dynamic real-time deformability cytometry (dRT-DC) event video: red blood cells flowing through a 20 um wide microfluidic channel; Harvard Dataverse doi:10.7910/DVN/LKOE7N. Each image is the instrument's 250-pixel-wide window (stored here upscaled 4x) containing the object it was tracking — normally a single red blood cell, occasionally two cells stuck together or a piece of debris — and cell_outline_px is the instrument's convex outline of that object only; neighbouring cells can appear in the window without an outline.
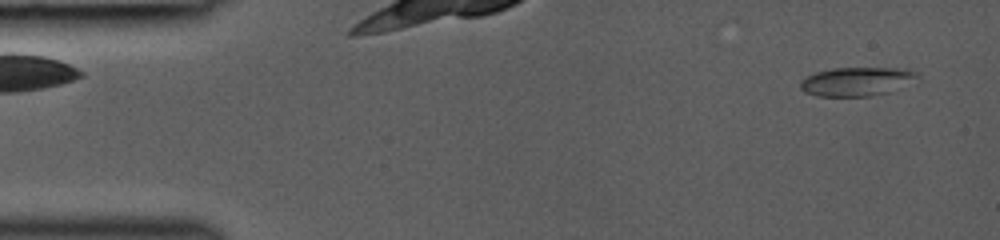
{"species": "common noctule bat (a hibernating species)", "species_latin": "Nyctalus noctula", "temperature_condition": "room temperature", "stored_images_in_passage": 14, "camera_frame_rate_fps": 3000, "um_per_image_px": 0.085, "animal": {"sex": "female", "body_mass_g": 19.0, "forearm_length_mm": 53.3}, "frame": {"image": 1, "passage_image": 3, "time_ms": 0.667, "image_size_px": [1000, 240], "cell_outline_px": [[920, 76], [888, 92], [868, 96], [816, 96], [804, 92], [800, 88], [800, 80], [816, 72], [832, 68], [904, 68], [916, 72]], "centroid_in_image_um": [72.75, 6.92], "position_along_channel_um": 12.3, "area_um2": 19.36}}
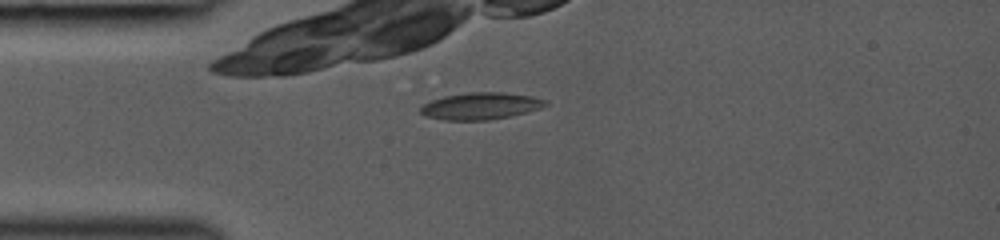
{"frame": {"image": 2, "passage_image": 12, "time_ms": 3.667, "image_size_px": [1000, 240], "cell_outline_px": [[548, 104], [540, 108], [508, 116], [488, 120], [444, 120], [424, 116], [420, 112], [420, 108], [424, 104], [432, 100], [444, 96], [468, 92], [500, 92], [532, 96], [548, 100]], "centroid_in_image_um": [40.83, 9.0], "position_along_channel_um": 44.2, "area_um2": 19.48}}